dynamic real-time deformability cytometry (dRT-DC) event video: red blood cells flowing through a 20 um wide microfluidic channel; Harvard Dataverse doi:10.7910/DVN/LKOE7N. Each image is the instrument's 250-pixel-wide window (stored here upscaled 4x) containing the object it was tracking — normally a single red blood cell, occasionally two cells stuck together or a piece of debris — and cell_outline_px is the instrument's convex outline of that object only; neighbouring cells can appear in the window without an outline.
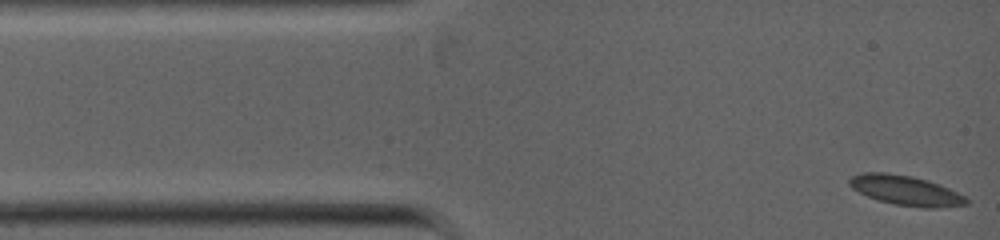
{"species": "common noctule bat (a hibernating species)", "species_latin": "Nyctalus noctula", "temperature_condition": "warm", "stored_images_in_passage": 16, "camera_frame_rate_fps": 5000, "um_per_image_px": 0.085, "animal": {"sex": "female", "body_mass_g": 19.0, "forearm_length_mm": 53.3}, "frame": {"image": 1, "passage_image": 1, "time_ms": 0.0, "image_size_px": [1000, 240], "cell_outline_px": [[968, 204], [936, 208], [924, 208], [896, 204], [880, 200], [868, 196], [852, 188], [848, 184], [848, 180], [852, 176], [864, 172], [884, 172], [912, 176], [928, 180], [940, 184], [964, 196], [968, 200]], "centroid_in_image_um": [76.98, 16.18], "position_along_channel_um": 8.0, "area_um2": 20.11}}
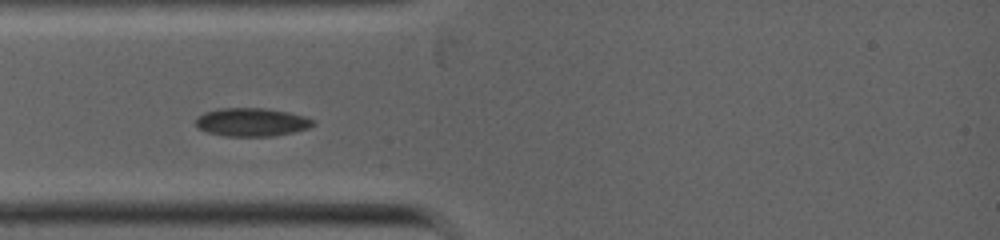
{"frame": {"image": 2, "passage_image": 10, "time_ms": 2.4, "image_size_px": [1000, 240], "cell_outline_px": [[316, 124], [308, 128], [292, 132], [272, 136], [224, 136], [208, 132], [196, 128], [196, 116], [204, 112], [216, 108], [264, 108], [288, 112], [304, 116], [316, 120]], "centroid_in_image_um": [21.37, 10.37], "position_along_channel_um": 63.6, "area_um2": 19.54}}
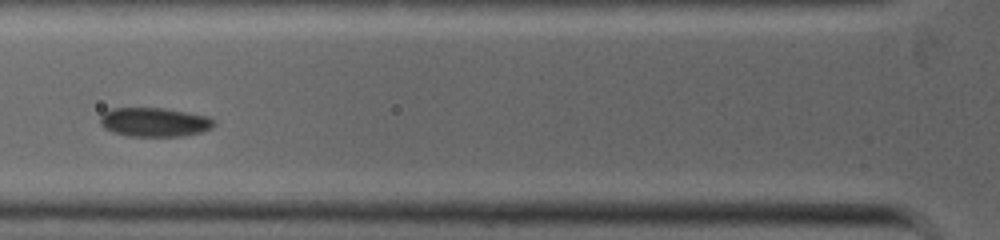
{"frame": {"image": 3, "passage_image": 14, "time_ms": 3.4, "image_size_px": [1000, 240], "cell_outline_px": [[216, 124], [212, 128], [200, 132], [184, 136], [128, 136], [112, 132], [104, 128], [100, 124], [100, 116], [104, 112], [112, 108], [164, 108], [208, 116]], "centroid_in_image_um": [13.1, 10.38], "position_along_channel_um": 112.7, "area_um2": 19.31}}